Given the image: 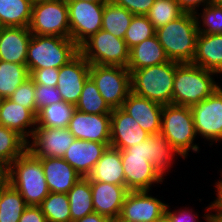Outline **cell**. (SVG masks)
<instances>
[{"label": "cell", "instance_id": "obj_1", "mask_svg": "<svg viewBox=\"0 0 222 222\" xmlns=\"http://www.w3.org/2000/svg\"><path fill=\"white\" fill-rule=\"evenodd\" d=\"M120 151L125 186L129 191H151L155 184L162 185L176 158L184 159L161 132Z\"/></svg>", "mask_w": 222, "mask_h": 222}, {"label": "cell", "instance_id": "obj_2", "mask_svg": "<svg viewBox=\"0 0 222 222\" xmlns=\"http://www.w3.org/2000/svg\"><path fill=\"white\" fill-rule=\"evenodd\" d=\"M7 181L27 205L39 206L50 193L41 160L28 150L7 167Z\"/></svg>", "mask_w": 222, "mask_h": 222}, {"label": "cell", "instance_id": "obj_3", "mask_svg": "<svg viewBox=\"0 0 222 222\" xmlns=\"http://www.w3.org/2000/svg\"><path fill=\"white\" fill-rule=\"evenodd\" d=\"M218 74L192 63L176 66L172 104L191 107L209 97L221 86L215 80Z\"/></svg>", "mask_w": 222, "mask_h": 222}, {"label": "cell", "instance_id": "obj_4", "mask_svg": "<svg viewBox=\"0 0 222 222\" xmlns=\"http://www.w3.org/2000/svg\"><path fill=\"white\" fill-rule=\"evenodd\" d=\"M199 31L194 14L184 13L156 29V37L170 61L192 63Z\"/></svg>", "mask_w": 222, "mask_h": 222}, {"label": "cell", "instance_id": "obj_5", "mask_svg": "<svg viewBox=\"0 0 222 222\" xmlns=\"http://www.w3.org/2000/svg\"><path fill=\"white\" fill-rule=\"evenodd\" d=\"M79 53V47L71 38L33 35L27 48L28 71L43 68H60Z\"/></svg>", "mask_w": 222, "mask_h": 222}, {"label": "cell", "instance_id": "obj_6", "mask_svg": "<svg viewBox=\"0 0 222 222\" xmlns=\"http://www.w3.org/2000/svg\"><path fill=\"white\" fill-rule=\"evenodd\" d=\"M178 62L134 70L131 73V91L162 105L172 104L173 82Z\"/></svg>", "mask_w": 222, "mask_h": 222}, {"label": "cell", "instance_id": "obj_7", "mask_svg": "<svg viewBox=\"0 0 222 222\" xmlns=\"http://www.w3.org/2000/svg\"><path fill=\"white\" fill-rule=\"evenodd\" d=\"M161 133L184 160L190 155V150L193 153L200 152L199 143H195L197 135L190 107L163 105Z\"/></svg>", "mask_w": 222, "mask_h": 222}, {"label": "cell", "instance_id": "obj_8", "mask_svg": "<svg viewBox=\"0 0 222 222\" xmlns=\"http://www.w3.org/2000/svg\"><path fill=\"white\" fill-rule=\"evenodd\" d=\"M79 53L91 64L126 67L129 49L124 39L109 32L99 30L80 47Z\"/></svg>", "mask_w": 222, "mask_h": 222}, {"label": "cell", "instance_id": "obj_9", "mask_svg": "<svg viewBox=\"0 0 222 222\" xmlns=\"http://www.w3.org/2000/svg\"><path fill=\"white\" fill-rule=\"evenodd\" d=\"M28 28L33 35L70 38L67 2L65 0H46L33 3Z\"/></svg>", "mask_w": 222, "mask_h": 222}, {"label": "cell", "instance_id": "obj_10", "mask_svg": "<svg viewBox=\"0 0 222 222\" xmlns=\"http://www.w3.org/2000/svg\"><path fill=\"white\" fill-rule=\"evenodd\" d=\"M89 76L112 110L122 107L131 92V73L126 67L93 64Z\"/></svg>", "mask_w": 222, "mask_h": 222}, {"label": "cell", "instance_id": "obj_11", "mask_svg": "<svg viewBox=\"0 0 222 222\" xmlns=\"http://www.w3.org/2000/svg\"><path fill=\"white\" fill-rule=\"evenodd\" d=\"M190 108L197 137L211 142L209 146L222 142V85Z\"/></svg>", "mask_w": 222, "mask_h": 222}, {"label": "cell", "instance_id": "obj_12", "mask_svg": "<svg viewBox=\"0 0 222 222\" xmlns=\"http://www.w3.org/2000/svg\"><path fill=\"white\" fill-rule=\"evenodd\" d=\"M69 15L70 38L80 47L102 28L105 3L66 1Z\"/></svg>", "mask_w": 222, "mask_h": 222}, {"label": "cell", "instance_id": "obj_13", "mask_svg": "<svg viewBox=\"0 0 222 222\" xmlns=\"http://www.w3.org/2000/svg\"><path fill=\"white\" fill-rule=\"evenodd\" d=\"M75 140L68 128L35 127L27 141V150L36 158H63L68 147Z\"/></svg>", "mask_w": 222, "mask_h": 222}, {"label": "cell", "instance_id": "obj_14", "mask_svg": "<svg viewBox=\"0 0 222 222\" xmlns=\"http://www.w3.org/2000/svg\"><path fill=\"white\" fill-rule=\"evenodd\" d=\"M164 202L151 195L150 190L129 191L119 217L125 222H154L165 214Z\"/></svg>", "mask_w": 222, "mask_h": 222}, {"label": "cell", "instance_id": "obj_15", "mask_svg": "<svg viewBox=\"0 0 222 222\" xmlns=\"http://www.w3.org/2000/svg\"><path fill=\"white\" fill-rule=\"evenodd\" d=\"M90 63L78 53L66 65L59 68L57 89L62 100L76 105L83 85L89 77Z\"/></svg>", "mask_w": 222, "mask_h": 222}, {"label": "cell", "instance_id": "obj_16", "mask_svg": "<svg viewBox=\"0 0 222 222\" xmlns=\"http://www.w3.org/2000/svg\"><path fill=\"white\" fill-rule=\"evenodd\" d=\"M68 130L75 139L110 143L111 114H88L76 109Z\"/></svg>", "mask_w": 222, "mask_h": 222}, {"label": "cell", "instance_id": "obj_17", "mask_svg": "<svg viewBox=\"0 0 222 222\" xmlns=\"http://www.w3.org/2000/svg\"><path fill=\"white\" fill-rule=\"evenodd\" d=\"M149 133L142 129L136 120L121 107L111 113L110 146L124 150L146 140Z\"/></svg>", "mask_w": 222, "mask_h": 222}, {"label": "cell", "instance_id": "obj_18", "mask_svg": "<svg viewBox=\"0 0 222 222\" xmlns=\"http://www.w3.org/2000/svg\"><path fill=\"white\" fill-rule=\"evenodd\" d=\"M121 108L150 135L161 132L162 104L140 97L131 91Z\"/></svg>", "mask_w": 222, "mask_h": 222}, {"label": "cell", "instance_id": "obj_19", "mask_svg": "<svg viewBox=\"0 0 222 222\" xmlns=\"http://www.w3.org/2000/svg\"><path fill=\"white\" fill-rule=\"evenodd\" d=\"M108 146H110V143L75 139L64 153L63 159L68 162L81 177L87 178Z\"/></svg>", "mask_w": 222, "mask_h": 222}, {"label": "cell", "instance_id": "obj_20", "mask_svg": "<svg viewBox=\"0 0 222 222\" xmlns=\"http://www.w3.org/2000/svg\"><path fill=\"white\" fill-rule=\"evenodd\" d=\"M94 212L108 218L119 217L124 199L129 192L125 185L90 181Z\"/></svg>", "mask_w": 222, "mask_h": 222}, {"label": "cell", "instance_id": "obj_21", "mask_svg": "<svg viewBox=\"0 0 222 222\" xmlns=\"http://www.w3.org/2000/svg\"><path fill=\"white\" fill-rule=\"evenodd\" d=\"M50 192H67L78 182L81 176L63 158L49 157L39 158Z\"/></svg>", "mask_w": 222, "mask_h": 222}, {"label": "cell", "instance_id": "obj_22", "mask_svg": "<svg viewBox=\"0 0 222 222\" xmlns=\"http://www.w3.org/2000/svg\"><path fill=\"white\" fill-rule=\"evenodd\" d=\"M0 125L16 131L28 141L36 127V116L9 98L0 99Z\"/></svg>", "mask_w": 222, "mask_h": 222}, {"label": "cell", "instance_id": "obj_23", "mask_svg": "<svg viewBox=\"0 0 222 222\" xmlns=\"http://www.w3.org/2000/svg\"><path fill=\"white\" fill-rule=\"evenodd\" d=\"M31 37L28 27H4L0 34V60L26 64Z\"/></svg>", "mask_w": 222, "mask_h": 222}, {"label": "cell", "instance_id": "obj_24", "mask_svg": "<svg viewBox=\"0 0 222 222\" xmlns=\"http://www.w3.org/2000/svg\"><path fill=\"white\" fill-rule=\"evenodd\" d=\"M192 64L222 75V34L199 33Z\"/></svg>", "mask_w": 222, "mask_h": 222}, {"label": "cell", "instance_id": "obj_25", "mask_svg": "<svg viewBox=\"0 0 222 222\" xmlns=\"http://www.w3.org/2000/svg\"><path fill=\"white\" fill-rule=\"evenodd\" d=\"M87 178L90 181L125 185L120 149L108 146Z\"/></svg>", "mask_w": 222, "mask_h": 222}, {"label": "cell", "instance_id": "obj_26", "mask_svg": "<svg viewBox=\"0 0 222 222\" xmlns=\"http://www.w3.org/2000/svg\"><path fill=\"white\" fill-rule=\"evenodd\" d=\"M170 61L156 35L145 39L129 50L127 69L134 70L155 66Z\"/></svg>", "mask_w": 222, "mask_h": 222}, {"label": "cell", "instance_id": "obj_27", "mask_svg": "<svg viewBox=\"0 0 222 222\" xmlns=\"http://www.w3.org/2000/svg\"><path fill=\"white\" fill-rule=\"evenodd\" d=\"M32 0H0V24L3 27H29Z\"/></svg>", "mask_w": 222, "mask_h": 222}, {"label": "cell", "instance_id": "obj_28", "mask_svg": "<svg viewBox=\"0 0 222 222\" xmlns=\"http://www.w3.org/2000/svg\"><path fill=\"white\" fill-rule=\"evenodd\" d=\"M76 110L74 104L60 101L40 109L36 115V126L45 128H68Z\"/></svg>", "mask_w": 222, "mask_h": 222}, {"label": "cell", "instance_id": "obj_29", "mask_svg": "<svg viewBox=\"0 0 222 222\" xmlns=\"http://www.w3.org/2000/svg\"><path fill=\"white\" fill-rule=\"evenodd\" d=\"M71 213V222L94 213L90 180L81 177L67 192Z\"/></svg>", "mask_w": 222, "mask_h": 222}, {"label": "cell", "instance_id": "obj_30", "mask_svg": "<svg viewBox=\"0 0 222 222\" xmlns=\"http://www.w3.org/2000/svg\"><path fill=\"white\" fill-rule=\"evenodd\" d=\"M134 14L124 7L114 5L110 0L104 4L102 30L124 39Z\"/></svg>", "mask_w": 222, "mask_h": 222}, {"label": "cell", "instance_id": "obj_31", "mask_svg": "<svg viewBox=\"0 0 222 222\" xmlns=\"http://www.w3.org/2000/svg\"><path fill=\"white\" fill-rule=\"evenodd\" d=\"M27 206L21 194L8 181L1 185L0 222H19Z\"/></svg>", "mask_w": 222, "mask_h": 222}, {"label": "cell", "instance_id": "obj_32", "mask_svg": "<svg viewBox=\"0 0 222 222\" xmlns=\"http://www.w3.org/2000/svg\"><path fill=\"white\" fill-rule=\"evenodd\" d=\"M29 75L26 64L0 60V99L9 98Z\"/></svg>", "mask_w": 222, "mask_h": 222}, {"label": "cell", "instance_id": "obj_33", "mask_svg": "<svg viewBox=\"0 0 222 222\" xmlns=\"http://www.w3.org/2000/svg\"><path fill=\"white\" fill-rule=\"evenodd\" d=\"M75 107L77 110L88 114L112 113V109L100 95L95 82L90 76L87 78L83 85L81 95Z\"/></svg>", "mask_w": 222, "mask_h": 222}, {"label": "cell", "instance_id": "obj_34", "mask_svg": "<svg viewBox=\"0 0 222 222\" xmlns=\"http://www.w3.org/2000/svg\"><path fill=\"white\" fill-rule=\"evenodd\" d=\"M27 150V141L16 131L0 125V162L8 167Z\"/></svg>", "mask_w": 222, "mask_h": 222}, {"label": "cell", "instance_id": "obj_35", "mask_svg": "<svg viewBox=\"0 0 222 222\" xmlns=\"http://www.w3.org/2000/svg\"><path fill=\"white\" fill-rule=\"evenodd\" d=\"M39 207L45 215L47 222H71L67 194L50 192Z\"/></svg>", "mask_w": 222, "mask_h": 222}, {"label": "cell", "instance_id": "obj_36", "mask_svg": "<svg viewBox=\"0 0 222 222\" xmlns=\"http://www.w3.org/2000/svg\"><path fill=\"white\" fill-rule=\"evenodd\" d=\"M182 14L184 12L175 0H155L146 16L155 29H158Z\"/></svg>", "mask_w": 222, "mask_h": 222}, {"label": "cell", "instance_id": "obj_37", "mask_svg": "<svg viewBox=\"0 0 222 222\" xmlns=\"http://www.w3.org/2000/svg\"><path fill=\"white\" fill-rule=\"evenodd\" d=\"M216 199L208 206L205 207L203 214V218L205 219V222H213L214 214L216 212L217 207L219 206V198H218V191L215 190ZM170 205L167 203L166 209H165V215L168 217L170 222H199V214L194 211L191 207H182L180 209H174L171 210ZM213 212V213H212Z\"/></svg>", "mask_w": 222, "mask_h": 222}, {"label": "cell", "instance_id": "obj_38", "mask_svg": "<svg viewBox=\"0 0 222 222\" xmlns=\"http://www.w3.org/2000/svg\"><path fill=\"white\" fill-rule=\"evenodd\" d=\"M199 11H202L199 13ZM199 33L222 34V7L209 4L194 14Z\"/></svg>", "mask_w": 222, "mask_h": 222}, {"label": "cell", "instance_id": "obj_39", "mask_svg": "<svg viewBox=\"0 0 222 222\" xmlns=\"http://www.w3.org/2000/svg\"><path fill=\"white\" fill-rule=\"evenodd\" d=\"M156 29L153 24L148 20L147 16L134 15L131 23L126 30L124 40L128 49L138 45L145 39L155 36Z\"/></svg>", "mask_w": 222, "mask_h": 222}, {"label": "cell", "instance_id": "obj_40", "mask_svg": "<svg viewBox=\"0 0 222 222\" xmlns=\"http://www.w3.org/2000/svg\"><path fill=\"white\" fill-rule=\"evenodd\" d=\"M35 83L29 77L21 85L17 87L14 93L9 97L15 103L28 108L36 116L35 104Z\"/></svg>", "mask_w": 222, "mask_h": 222}, {"label": "cell", "instance_id": "obj_41", "mask_svg": "<svg viewBox=\"0 0 222 222\" xmlns=\"http://www.w3.org/2000/svg\"><path fill=\"white\" fill-rule=\"evenodd\" d=\"M34 96L36 104V115L37 112L43 107L55 102L63 101L57 87L51 85L47 86L42 84H35Z\"/></svg>", "mask_w": 222, "mask_h": 222}, {"label": "cell", "instance_id": "obj_42", "mask_svg": "<svg viewBox=\"0 0 222 222\" xmlns=\"http://www.w3.org/2000/svg\"><path fill=\"white\" fill-rule=\"evenodd\" d=\"M29 77L35 84H42L56 87L58 82L59 68H43L30 70Z\"/></svg>", "mask_w": 222, "mask_h": 222}, {"label": "cell", "instance_id": "obj_43", "mask_svg": "<svg viewBox=\"0 0 222 222\" xmlns=\"http://www.w3.org/2000/svg\"><path fill=\"white\" fill-rule=\"evenodd\" d=\"M114 5L124 7L134 15L146 16L155 0H110Z\"/></svg>", "mask_w": 222, "mask_h": 222}, {"label": "cell", "instance_id": "obj_44", "mask_svg": "<svg viewBox=\"0 0 222 222\" xmlns=\"http://www.w3.org/2000/svg\"><path fill=\"white\" fill-rule=\"evenodd\" d=\"M19 222H47L39 206L28 205L22 213Z\"/></svg>", "mask_w": 222, "mask_h": 222}, {"label": "cell", "instance_id": "obj_45", "mask_svg": "<svg viewBox=\"0 0 222 222\" xmlns=\"http://www.w3.org/2000/svg\"><path fill=\"white\" fill-rule=\"evenodd\" d=\"M184 13L195 14L199 8L202 9L212 3V0H175Z\"/></svg>", "mask_w": 222, "mask_h": 222}, {"label": "cell", "instance_id": "obj_46", "mask_svg": "<svg viewBox=\"0 0 222 222\" xmlns=\"http://www.w3.org/2000/svg\"><path fill=\"white\" fill-rule=\"evenodd\" d=\"M108 217H106L105 215H101L99 213H92L89 215L84 216L81 219H78L74 222H107L108 221Z\"/></svg>", "mask_w": 222, "mask_h": 222}, {"label": "cell", "instance_id": "obj_47", "mask_svg": "<svg viewBox=\"0 0 222 222\" xmlns=\"http://www.w3.org/2000/svg\"><path fill=\"white\" fill-rule=\"evenodd\" d=\"M7 181V167L0 162V185Z\"/></svg>", "mask_w": 222, "mask_h": 222}, {"label": "cell", "instance_id": "obj_48", "mask_svg": "<svg viewBox=\"0 0 222 222\" xmlns=\"http://www.w3.org/2000/svg\"><path fill=\"white\" fill-rule=\"evenodd\" d=\"M213 222H222V208L220 206H218L216 209Z\"/></svg>", "mask_w": 222, "mask_h": 222}, {"label": "cell", "instance_id": "obj_49", "mask_svg": "<svg viewBox=\"0 0 222 222\" xmlns=\"http://www.w3.org/2000/svg\"><path fill=\"white\" fill-rule=\"evenodd\" d=\"M221 174H219V175H221V177H222V170H221V172H220ZM215 185V187L214 188H216L217 189V191H218V196H222V178H221V180H217V182L215 181V183H214Z\"/></svg>", "mask_w": 222, "mask_h": 222}, {"label": "cell", "instance_id": "obj_50", "mask_svg": "<svg viewBox=\"0 0 222 222\" xmlns=\"http://www.w3.org/2000/svg\"><path fill=\"white\" fill-rule=\"evenodd\" d=\"M65 1H88L92 3H106L108 0H65Z\"/></svg>", "mask_w": 222, "mask_h": 222}, {"label": "cell", "instance_id": "obj_51", "mask_svg": "<svg viewBox=\"0 0 222 222\" xmlns=\"http://www.w3.org/2000/svg\"><path fill=\"white\" fill-rule=\"evenodd\" d=\"M154 222H170V221H169L168 217L164 214L162 217L155 220Z\"/></svg>", "mask_w": 222, "mask_h": 222}, {"label": "cell", "instance_id": "obj_52", "mask_svg": "<svg viewBox=\"0 0 222 222\" xmlns=\"http://www.w3.org/2000/svg\"><path fill=\"white\" fill-rule=\"evenodd\" d=\"M107 222H125L120 217L109 218Z\"/></svg>", "mask_w": 222, "mask_h": 222}, {"label": "cell", "instance_id": "obj_53", "mask_svg": "<svg viewBox=\"0 0 222 222\" xmlns=\"http://www.w3.org/2000/svg\"><path fill=\"white\" fill-rule=\"evenodd\" d=\"M212 4L222 7V0H212Z\"/></svg>", "mask_w": 222, "mask_h": 222}, {"label": "cell", "instance_id": "obj_54", "mask_svg": "<svg viewBox=\"0 0 222 222\" xmlns=\"http://www.w3.org/2000/svg\"><path fill=\"white\" fill-rule=\"evenodd\" d=\"M219 198V206L222 208V196H218Z\"/></svg>", "mask_w": 222, "mask_h": 222}, {"label": "cell", "instance_id": "obj_55", "mask_svg": "<svg viewBox=\"0 0 222 222\" xmlns=\"http://www.w3.org/2000/svg\"><path fill=\"white\" fill-rule=\"evenodd\" d=\"M33 3L38 2V1H46V0H32Z\"/></svg>", "mask_w": 222, "mask_h": 222}, {"label": "cell", "instance_id": "obj_56", "mask_svg": "<svg viewBox=\"0 0 222 222\" xmlns=\"http://www.w3.org/2000/svg\"><path fill=\"white\" fill-rule=\"evenodd\" d=\"M3 26L0 24V34H1V31L3 30Z\"/></svg>", "mask_w": 222, "mask_h": 222}]
</instances>
